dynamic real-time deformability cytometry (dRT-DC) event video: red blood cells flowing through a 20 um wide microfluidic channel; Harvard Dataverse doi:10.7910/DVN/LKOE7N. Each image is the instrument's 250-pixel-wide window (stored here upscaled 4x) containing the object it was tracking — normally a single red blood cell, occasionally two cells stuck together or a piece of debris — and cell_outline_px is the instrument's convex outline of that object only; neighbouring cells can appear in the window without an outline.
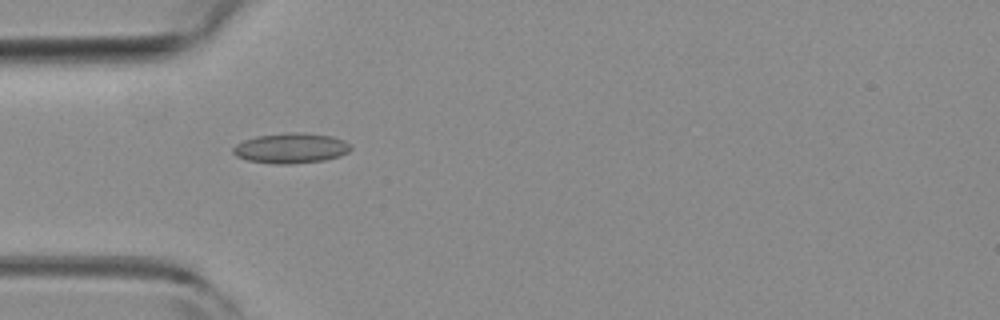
{"species": "common noctule bat (a hibernating species)", "species_latin": "Nyctalus noctula", "temperature_condition": "room temperature", "stored_images_in_passage": 2, "camera_frame_rate_fps": 3000, "um_per_image_px": 0.085, "animal": {"sex": "female", "body_mass_g": 19.3, "forearm_length_mm": 54.1}, "frame": {"image": 1, "passage_image": 1, "time_ms": 0.0, "image_size_px": [1000, 320], "cell_outline_px": [[352, 148], [348, 152], [340, 156], [324, 160], [292, 164], [272, 164], [248, 160], [236, 156], [232, 152], [232, 148], [236, 144], [244, 140], [256, 136], [288, 132], [304, 132], [332, 136], [344, 140], [352, 144]], "centroid_in_image_um": [24.75, 12.59], "position_along_channel_um": 60.3, "area_um2": 20.98}}
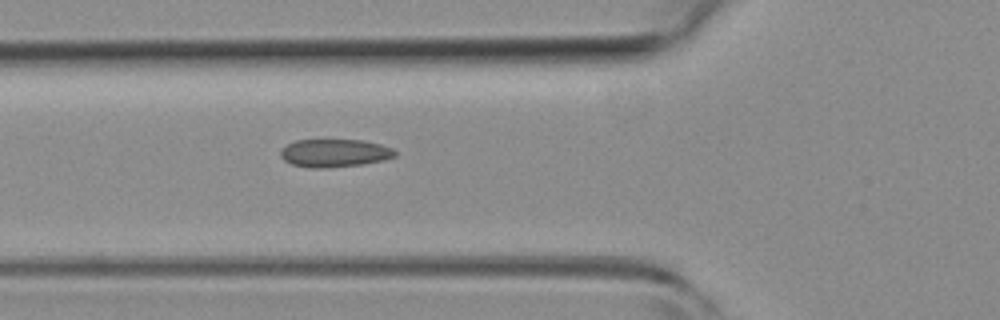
{"frame": {"image": 2, "passage_image": 2, "time_ms": 0.333, "image_size_px": [1000, 320], "cell_outline_px": [[396, 156], [384, 160], [364, 164], [324, 168], [308, 168], [292, 164], [284, 160], [280, 156], [280, 152], [288, 144], [296, 140], [364, 140], [380, 144], [392, 148], [396, 152]], "centroid_in_image_um": [28.45, 13.01], "position_along_channel_um": 97.3, "area_um2": 18.67}}